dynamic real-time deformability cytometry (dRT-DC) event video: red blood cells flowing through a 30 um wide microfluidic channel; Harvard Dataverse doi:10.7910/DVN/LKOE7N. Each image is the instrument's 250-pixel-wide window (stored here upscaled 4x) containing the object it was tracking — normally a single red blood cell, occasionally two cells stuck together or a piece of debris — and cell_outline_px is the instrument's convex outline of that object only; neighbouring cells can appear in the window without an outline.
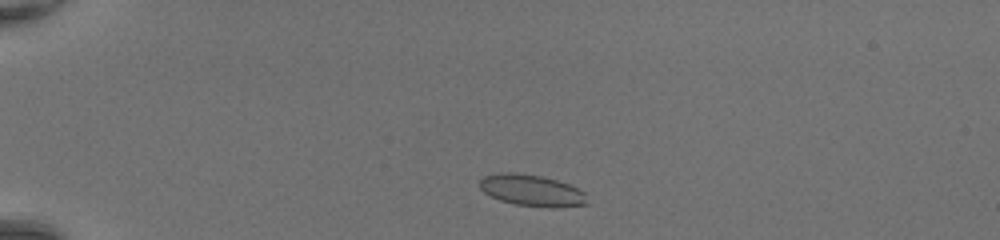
{"species": "common noctule bat (a hibernating species)", "species_latin": "Nyctalus noctula", "temperature_condition": "room temperature", "stored_images_in_passage": 40, "camera_frame_rate_fps": 3000, "um_per_image_px": 0.085, "animal": {"sex": "female", "body_mass_g": 20.0, "forearm_length_mm": 54.0}, "frame": {"image": 1, "passage_image": 4, "time_ms": 1.0, "image_size_px": [1000, 240], "cell_outline_px": [[588, 204], [552, 208], [548, 208], [516, 204], [500, 200], [484, 192], [480, 188], [480, 180], [484, 176], [504, 172], [516, 172], [540, 176], [556, 180], [568, 184], [584, 192]], "centroid_in_image_um": [45.2, 16.19], "position_along_channel_um": 39.8, "area_um2": 19.54}}
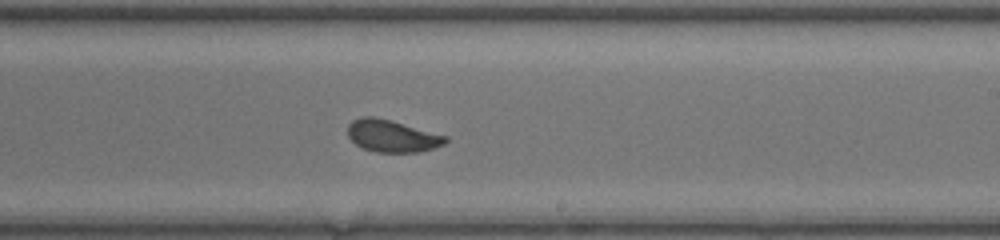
{"frame": {"image": 2, "passage_image": 23, "time_ms": 7.333, "image_size_px": [1000, 240], "cell_outline_px": [[448, 140], [444, 144], [420, 152], [376, 152], [364, 148], [356, 144], [348, 136], [348, 124], [352, 120], [360, 116], [376, 116], [448, 136]], "centroid_in_image_um": [33.31, 11.54], "position_along_channel_um": 255.7, "area_um2": 18.32}}
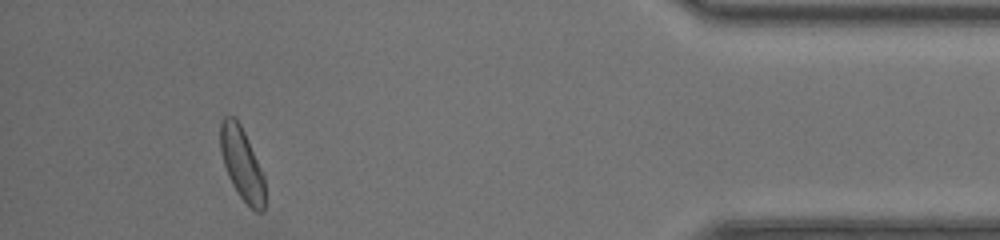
{"frame": {"image": 3, "passage_image": 37, "time_ms": 12.0, "image_size_px": [1000, 240], "cell_outline_px": [[264, 212], [256, 212], [240, 196], [232, 184], [228, 176], [220, 152], [220, 120], [224, 116], [236, 116], [244, 132], [264, 176]], "centroid_in_image_um": [20.53, 13.89], "position_along_channel_um": 414.7, "area_um2": 18.61}, "authors_computed_cell_mechanics": {"area_um2": 18.785, "velocity_mm_per_s": 4.382, "shape_relaxation_time_tau1_ms": 5.5178, "shape_relaxation_time_tau2_ms": null, "deformation_change_tau1": 0.1421, "deformation_change_tau2": null}}